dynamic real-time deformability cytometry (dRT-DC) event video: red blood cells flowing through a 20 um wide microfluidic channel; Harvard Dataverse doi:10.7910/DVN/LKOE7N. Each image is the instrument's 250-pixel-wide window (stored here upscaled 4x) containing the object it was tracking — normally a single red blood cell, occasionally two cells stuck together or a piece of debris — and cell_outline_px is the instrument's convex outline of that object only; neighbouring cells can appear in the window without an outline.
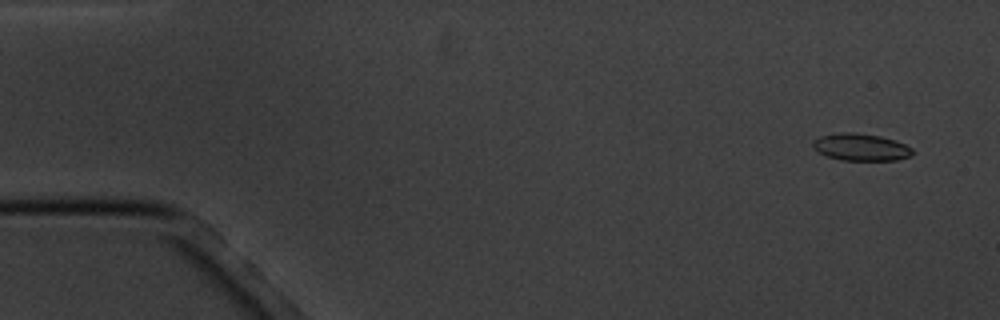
{"species": "common noctule bat (a hibernating species)", "species_latin": "Nyctalus noctula", "temperature_condition": "cold", "stored_images_in_passage": 7, "camera_frame_rate_fps": 3000, "um_per_image_px": 0.085, "animal": {"sex": "male", "body_mass_g": 20.1, "forearm_length_mm": 53.5}, "frame": {"image": 1, "passage_image": 2, "time_ms": 1.0, "image_size_px": [1000, 320], "cell_outline_px": [[912, 156], [896, 160], [840, 160], [828, 156], [820, 152], [812, 144], [812, 140], [820, 136], [840, 132], [856, 132], [880, 136], [896, 140], [912, 148]], "centroid_in_image_um": [73.19, 12.5], "position_along_channel_um": 11.8, "area_um2": 15.72}}
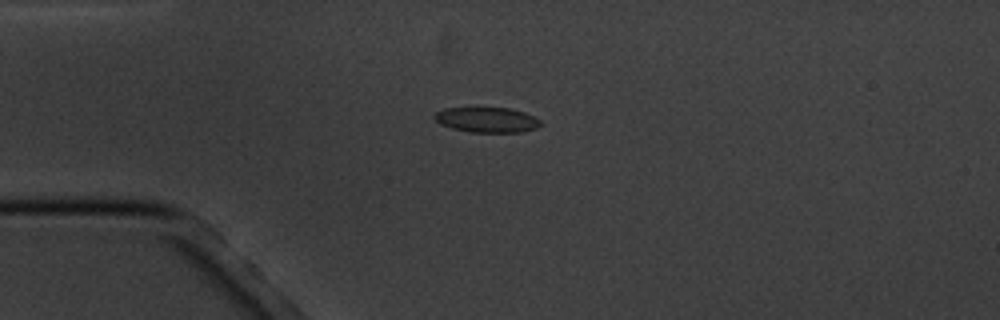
{"frame": {"image": 2, "passage_image": 5, "time_ms": 4.667, "image_size_px": [1000, 320], "cell_outline_px": [[540, 124], [536, 128], [520, 132], [472, 132], [452, 128], [440, 124], [432, 116], [436, 112], [444, 108], [512, 108], [524, 112], [540, 120]], "centroid_in_image_um": [41.36, 10.18], "position_along_channel_um": 43.6, "area_um2": 15.43}}
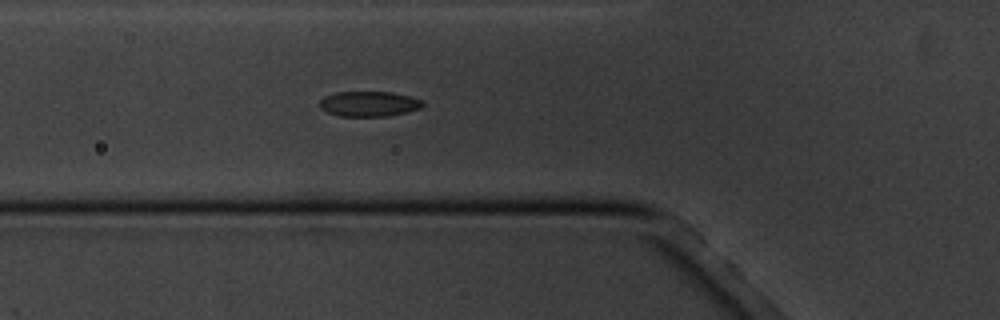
{"frame": {"image": 3, "passage_image": 7, "time_ms": 6.667, "image_size_px": [1000, 320], "cell_outline_px": [[424, 104], [420, 108], [408, 112], [388, 116], [340, 116], [328, 112], [320, 108], [320, 100], [324, 96], [336, 92], [392, 92], [424, 100]], "centroid_in_image_um": [31.38, 8.83], "position_along_channel_um": 94.4, "area_um2": 15.14}}